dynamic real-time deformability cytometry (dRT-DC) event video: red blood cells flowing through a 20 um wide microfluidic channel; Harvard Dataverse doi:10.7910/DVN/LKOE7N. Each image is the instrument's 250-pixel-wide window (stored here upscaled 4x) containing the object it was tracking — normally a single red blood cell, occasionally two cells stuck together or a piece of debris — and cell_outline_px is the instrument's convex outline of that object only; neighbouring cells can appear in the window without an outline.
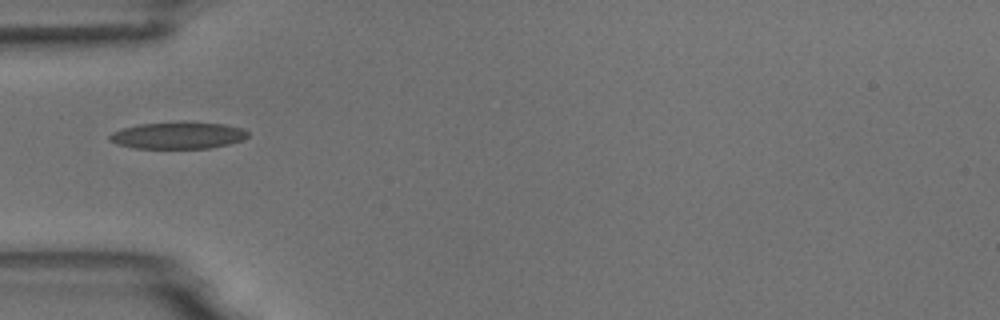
{"species": "common noctule bat (a hibernating species)", "species_latin": "Nyctalus noctula", "temperature_condition": "room temperature", "stored_images_in_passage": 6, "camera_frame_rate_fps": 3000, "um_per_image_px": 0.085, "animal": {"sex": "male", "body_mass_g": 18.8}, "frame": {"image": 1, "passage_image": 3, "time_ms": 3.333, "image_size_px": [1000, 320], "cell_outline_px": [[248, 136], [244, 140], [228, 144], [208, 148], [132, 148], [116, 144], [108, 140], [108, 136], [112, 132], [124, 128], [140, 124], [180, 120], [224, 124], [244, 128], [248, 132]], "centroid_in_image_um": [15.13, 11.49], "position_along_channel_um": 69.9, "area_um2": 22.14}}